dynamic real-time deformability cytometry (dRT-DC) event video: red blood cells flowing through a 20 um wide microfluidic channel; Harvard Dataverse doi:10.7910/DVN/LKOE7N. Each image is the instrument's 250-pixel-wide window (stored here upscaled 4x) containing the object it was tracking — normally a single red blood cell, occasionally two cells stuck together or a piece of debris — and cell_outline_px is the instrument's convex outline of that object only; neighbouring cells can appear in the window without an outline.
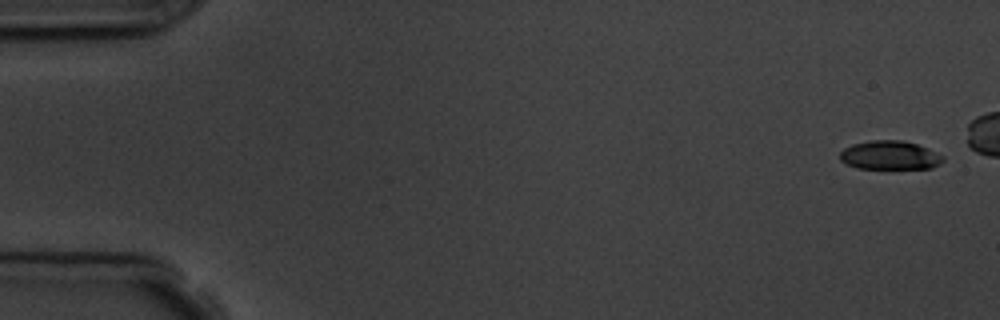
{"species": "common noctule bat (a hibernating species)", "species_latin": "Nyctalus noctula", "temperature_condition": "room temperature", "stored_images_in_passage": 9, "camera_frame_rate_fps": 3000, "um_per_image_px": 0.085, "animal": {"sex": "male", "body_mass_g": 19.5, "forearm_length_mm": 54.6}, "frame": {"image": 1, "passage_image": 1, "time_ms": 0.0, "image_size_px": [1000, 320], "cell_outline_px": [[944, 160], [940, 164], [932, 168], [856, 168], [840, 160], [840, 152], [844, 148], [852, 144], [872, 140], [904, 140], [928, 148], [944, 156]], "centroid_in_image_um": [75.65, 13.19], "position_along_channel_um": 9.3, "area_um2": 17.28}}
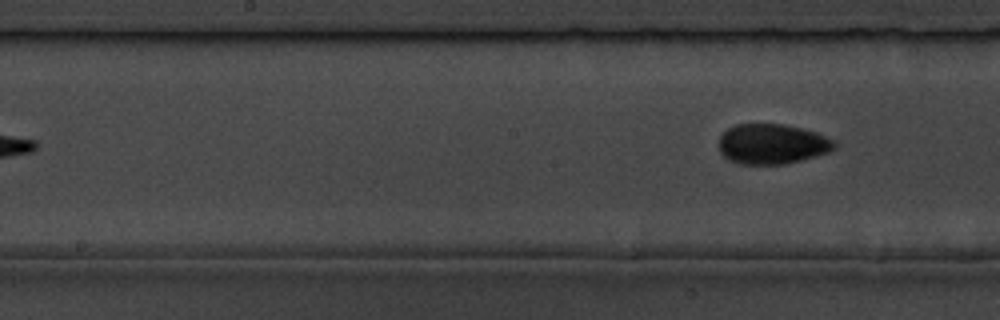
{"frame": {"image": 2, "passage_image": 9, "time_ms": 10.333, "image_size_px": [1000, 320], "cell_outline_px": [[836, 148], [828, 152], [800, 160], [784, 164], [736, 164], [728, 160], [720, 152], [720, 136], [728, 128], [736, 124], [784, 124], [816, 132], [832, 140], [836, 144]], "centroid_in_image_um": [65.6, 12.24], "position_along_channel_um": 182.6, "area_um2": 26.88}}